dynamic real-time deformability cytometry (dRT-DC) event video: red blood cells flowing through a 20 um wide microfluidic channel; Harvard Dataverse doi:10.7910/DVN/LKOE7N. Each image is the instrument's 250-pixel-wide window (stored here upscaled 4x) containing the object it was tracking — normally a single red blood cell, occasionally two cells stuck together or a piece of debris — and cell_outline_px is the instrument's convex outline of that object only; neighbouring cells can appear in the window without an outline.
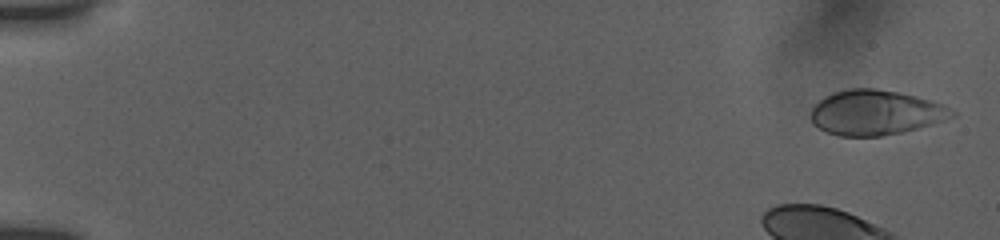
{"species": "human", "species_latin": "Homo sapiens", "temperature_condition": "room temperature", "stored_images_in_passage": 37, "camera_frame_rate_fps": 3000, "um_per_image_px": 0.085, "donor": {"sex": "female"}, "frame": {"image": 1, "passage_image": 1, "time_ms": 0.0, "image_size_px": [1000, 240], "cell_outline_px": [[956, 116], [932, 124], [904, 132], [880, 136], [840, 136], [824, 132], [812, 124], [808, 116], [812, 108], [824, 96], [832, 92], [848, 88], [876, 88], [896, 92], [932, 100], [944, 104], [956, 112]], "centroid_in_image_um": [74.39, 9.57], "position_along_channel_um": 10.6, "area_um2": 37.4}}
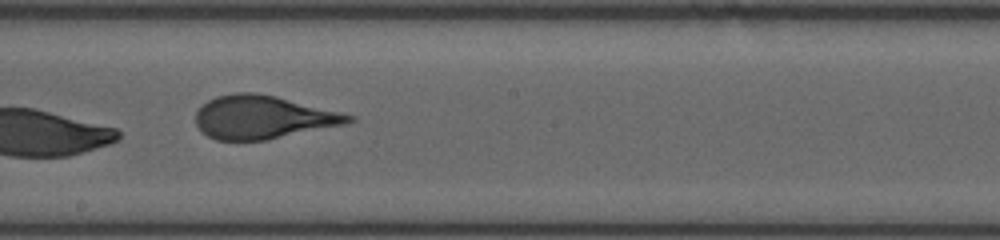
{"frame": {"image": 2, "passage_image": 22, "time_ms": 10.0, "image_size_px": [1000, 240], "cell_outline_px": [[356, 120], [344, 124], [264, 140], [216, 140], [208, 136], [196, 124], [196, 112], [208, 100], [216, 96], [236, 92], [256, 92], [276, 96], [356, 116]], "centroid_in_image_um": [22.33, 9.95], "position_along_channel_um": 225.9, "area_um2": 38.09}, "authors_computed_cell_mechanics": {"area_um2": 39.1884, "velocity_mm_per_s": 3.8353, "shape_relaxation_time_tau1_ms": 5.454, "shape_relaxation_time_tau2_ms": null, "deformation_change_tau1": 0.1598, "deformation_change_tau2": null}}